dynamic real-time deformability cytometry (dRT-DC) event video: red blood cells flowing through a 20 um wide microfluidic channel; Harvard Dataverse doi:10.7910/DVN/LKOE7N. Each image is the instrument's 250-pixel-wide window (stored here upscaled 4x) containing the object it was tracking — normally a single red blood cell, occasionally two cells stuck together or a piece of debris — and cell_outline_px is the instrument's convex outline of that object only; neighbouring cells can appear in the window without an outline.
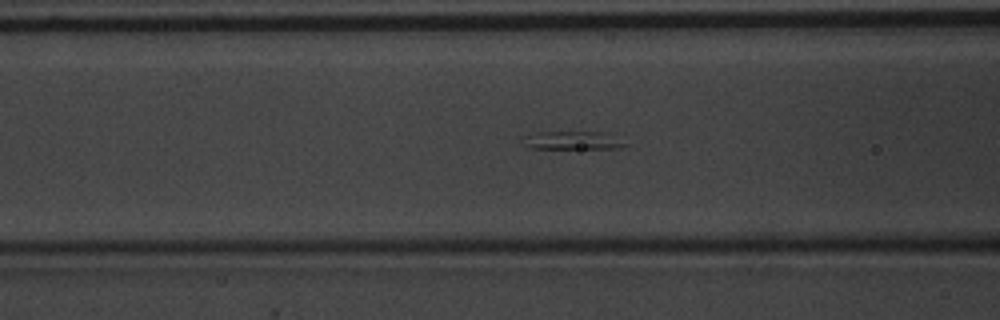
{"species": "common noctule bat (a hibernating species)", "species_latin": "Nyctalus noctula", "temperature_condition": "warm", "stored_images_in_passage": 40, "segment_of_instrument_passage": [2, 2], "camera_frame_rate_fps": 3000, "um_per_image_px": 0.085, "animal": {"sex": "male", "body_mass_g": 20.1, "forearm_length_mm": 53.5}, "frame": {"image": 1, "passage_image": 22, "time_ms": 7.0, "image_size_px": [1000, 320], "cell_outline_px": [[628, 144], [620, 148], [532, 148], [524, 144], [520, 136], [536, 132], [604, 132]], "centroid_in_image_um": [48.59, 11.93], "position_along_channel_um": 118.0, "area_um2": 10.75}}
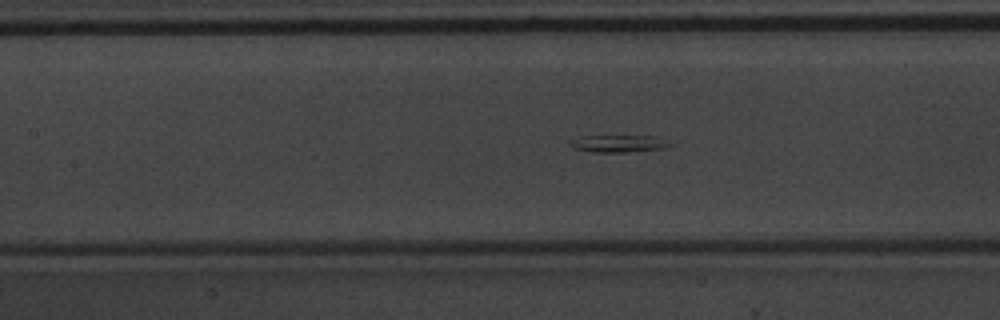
{"frame": {"image": 2, "passage_image": 25, "time_ms": 8.0, "image_size_px": [1000, 320], "cell_outline_px": [[676, 144], [668, 148], [628, 152], [592, 152], [572, 148], [568, 144], [568, 140], [580, 136], [656, 136]], "centroid_in_image_um": [52.59, 12.21], "position_along_channel_um": 154.8, "area_um2": 10.35}}
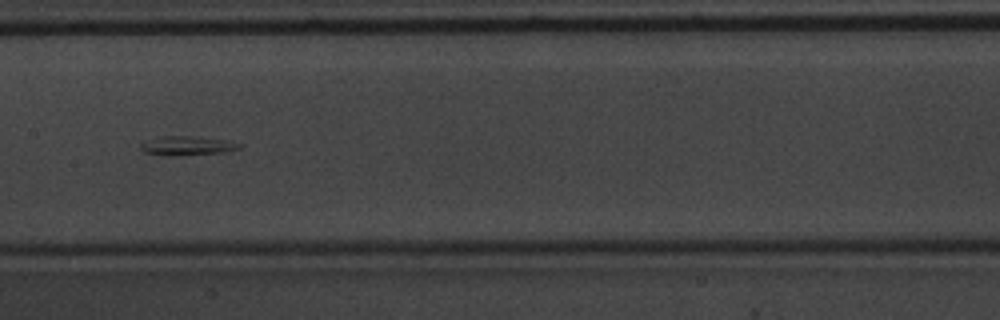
{"frame": {"image": 3, "passage_image": 28, "time_ms": 9.0, "image_size_px": [1000, 320], "cell_outline_px": [[244, 144], [240, 148], [224, 152], [180, 156], [172, 156], [144, 152], [140, 148], [140, 144], [164, 136], [192, 136], [224, 140]], "centroid_in_image_um": [15.96, 12.4], "position_along_channel_um": 191.4, "area_um2": 10.81}}